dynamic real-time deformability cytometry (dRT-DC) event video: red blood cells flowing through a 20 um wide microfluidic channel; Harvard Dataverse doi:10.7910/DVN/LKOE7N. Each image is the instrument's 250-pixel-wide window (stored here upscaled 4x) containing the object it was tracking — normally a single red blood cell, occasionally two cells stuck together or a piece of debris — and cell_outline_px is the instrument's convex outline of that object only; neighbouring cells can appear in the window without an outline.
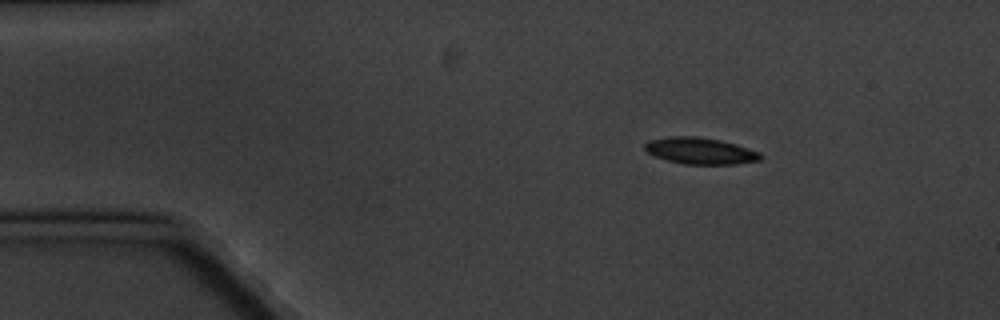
{"species": "common noctule bat (a hibernating species)", "species_latin": "Nyctalus noctula", "temperature_condition": "cold", "stored_images_in_passage": 6, "camera_frame_rate_fps": 3000, "um_per_image_px": 0.085, "animal": {"sex": "male", "body_mass_g": 20.1, "forearm_length_mm": 53.5}, "frame": {"image": 1, "passage_image": 1, "time_ms": 0.0, "image_size_px": [1000, 320], "cell_outline_px": [[764, 156], [760, 160], [736, 164], [684, 164], [668, 160], [656, 156], [648, 152], [644, 148], [644, 144], [648, 140], [668, 136], [696, 136], [720, 140], [736, 144], [760, 152]], "centroid_in_image_um": [59.54, 12.81], "position_along_channel_um": 25.5, "area_um2": 17.92}}
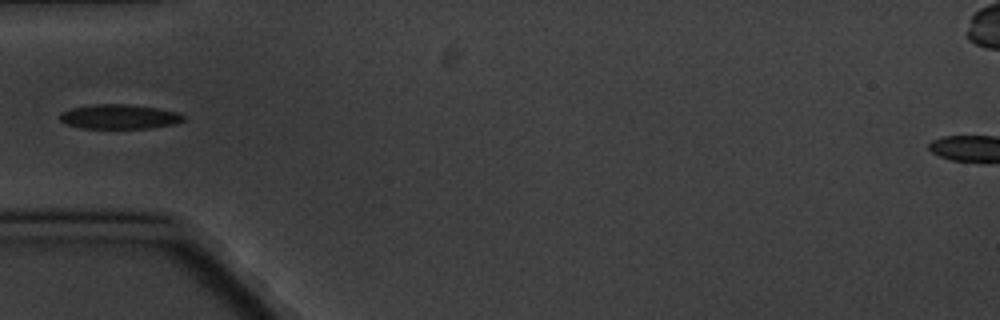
{"frame": {"image": 2, "passage_image": 4, "time_ms": 3.333, "image_size_px": [1000, 320], "cell_outline_px": [[184, 120], [176, 124], [148, 128], [80, 128], [64, 124], [60, 120], [60, 112], [72, 108], [92, 104], [128, 104], [156, 108], [180, 112], [184, 116]], "centroid_in_image_um": [10.13, 9.92], "position_along_channel_um": 74.9, "area_um2": 17.8}}